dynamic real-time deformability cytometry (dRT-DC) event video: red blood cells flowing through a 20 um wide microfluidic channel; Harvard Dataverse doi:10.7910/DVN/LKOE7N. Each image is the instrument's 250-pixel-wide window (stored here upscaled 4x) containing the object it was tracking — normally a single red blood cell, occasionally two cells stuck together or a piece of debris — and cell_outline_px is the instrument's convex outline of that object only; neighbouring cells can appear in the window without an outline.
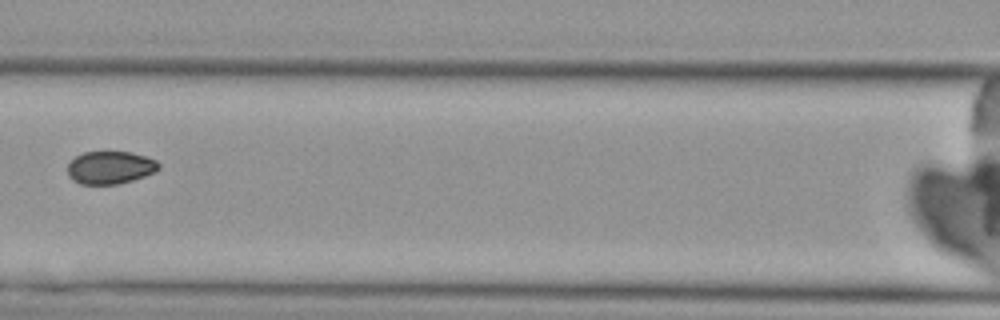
{"species": "Egyptian fruit bat (a non-hibernating species)", "species_latin": "Rousettus aegyptiacus", "temperature_condition": "cold", "stored_images_in_passage": 10, "camera_frame_rate_fps": 3000, "um_per_image_px": 0.085, "animal": {"sex": "female"}, "frame": {"image": 1, "passage_image": 8, "time_ms": 8.333, "image_size_px": [1000, 320], "cell_outline_px": [[160, 168], [156, 172], [132, 180], [116, 184], [80, 184], [72, 180], [68, 176], [68, 164], [76, 156], [84, 152], [132, 152], [156, 160], [160, 164]], "centroid_in_image_um": [9.37, 14.24], "position_along_channel_um": 157.2, "area_um2": 17.4}}